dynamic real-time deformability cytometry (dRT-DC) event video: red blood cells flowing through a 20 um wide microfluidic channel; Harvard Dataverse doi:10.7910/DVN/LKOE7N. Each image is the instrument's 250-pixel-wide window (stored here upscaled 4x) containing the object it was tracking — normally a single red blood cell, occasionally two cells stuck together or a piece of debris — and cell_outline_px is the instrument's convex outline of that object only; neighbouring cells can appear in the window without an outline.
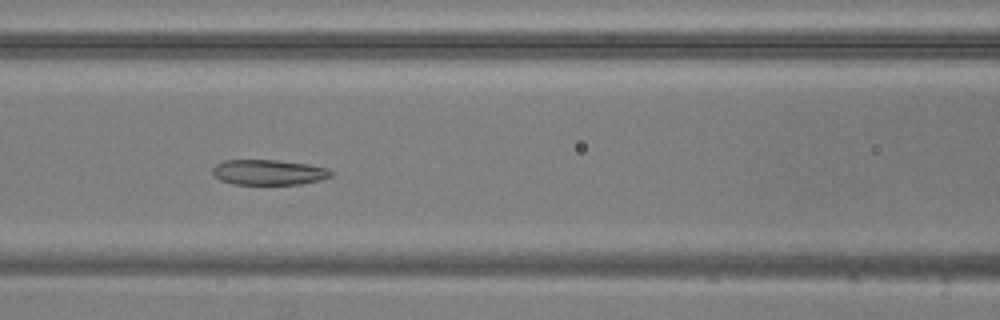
{"species": "common noctule bat (a hibernating species)", "species_latin": "Nyctalus noctula", "temperature_condition": "warm", "stored_images_in_passage": 53, "camera_frame_rate_fps": 3000, "um_per_image_px": 0.085, "animal": {"sex": "male", "body_mass_g": 20.5, "forearm_length_mm": 52.5}, "frame": {"image": 1, "passage_image": 22, "time_ms": 7.0, "image_size_px": [1000, 320], "cell_outline_px": [[332, 176], [320, 180], [300, 184], [232, 184], [220, 180], [212, 176], [212, 168], [216, 164], [224, 160], [276, 160], [308, 164], [328, 168], [332, 172]], "centroid_in_image_um": [22.8, 14.64], "position_along_channel_um": 143.8, "area_um2": 17.57}}
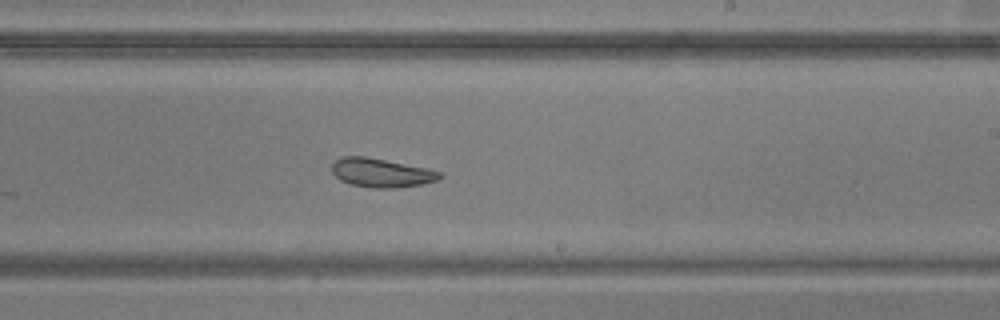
{"frame": {"image": 2, "passage_image": 31, "time_ms": 10.0, "image_size_px": [1000, 320], "cell_outline_px": [[444, 176], [436, 180], [424, 184], [396, 188], [372, 188], [352, 184], [340, 180], [332, 172], [332, 164], [340, 156], [364, 156], [428, 168], [440, 172]], "centroid_in_image_um": [32.42, 14.69], "position_along_channel_um": 256.6, "area_um2": 18.15}}
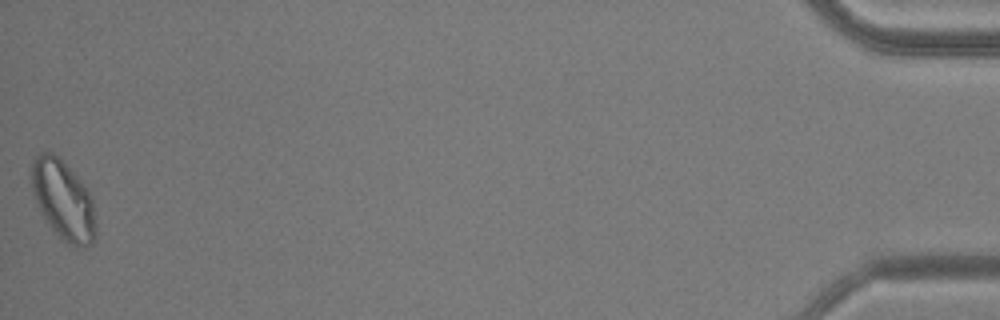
{"frame": {"image": 3, "passage_image": 53, "time_ms": 17.333, "image_size_px": [1000, 320], "cell_outline_px": [[96, 236], [92, 244], [84, 248], [76, 248], [60, 240], [48, 224], [36, 200], [32, 188], [32, 160], [40, 152], [52, 152], [80, 180], [88, 192], [92, 200], [96, 224]], "centroid_in_image_um": [5.4, 17.08], "position_along_channel_um": 429.8, "area_um2": 29.48}, "authors_computed_cell_mechanics": {"area_um2": 22.0796, "velocity_mm_per_s": 3.7709, "shape_relaxation_time_tau1_ms": 10.6796, "shape_relaxation_time_tau2_ms": 5.1676, "deformation_change_tau1": 0.2255, "deformation_change_tau2": 0.1237}}